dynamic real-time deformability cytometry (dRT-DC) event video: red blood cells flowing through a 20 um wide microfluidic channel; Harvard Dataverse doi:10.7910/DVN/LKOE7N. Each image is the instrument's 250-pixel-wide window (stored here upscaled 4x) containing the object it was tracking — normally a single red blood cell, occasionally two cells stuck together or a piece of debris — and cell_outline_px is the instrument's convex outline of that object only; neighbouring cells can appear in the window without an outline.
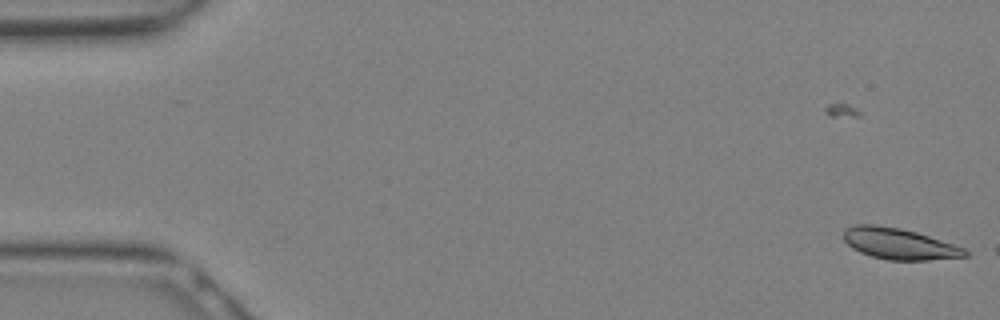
{"species": "Egyptian fruit bat (a non-hibernating species)", "species_latin": "Rousettus aegyptiacus", "temperature_condition": "warm", "stored_images_in_passage": 3, "camera_frame_rate_fps": 3000, "um_per_image_px": 0.085, "animal": {"sex": "female"}, "frame": {"image": 1, "passage_image": 3, "time_ms": 0.667, "image_size_px": [1000, 320], "cell_outline_px": [[968, 256], [928, 260], [888, 260], [872, 256], [860, 252], [852, 248], [844, 240], [844, 228], [852, 224], [872, 224], [900, 228], [916, 232], [964, 248], [968, 252]], "centroid_in_image_um": [76.38, 20.71], "position_along_channel_um": 8.6, "area_um2": 21.91}}